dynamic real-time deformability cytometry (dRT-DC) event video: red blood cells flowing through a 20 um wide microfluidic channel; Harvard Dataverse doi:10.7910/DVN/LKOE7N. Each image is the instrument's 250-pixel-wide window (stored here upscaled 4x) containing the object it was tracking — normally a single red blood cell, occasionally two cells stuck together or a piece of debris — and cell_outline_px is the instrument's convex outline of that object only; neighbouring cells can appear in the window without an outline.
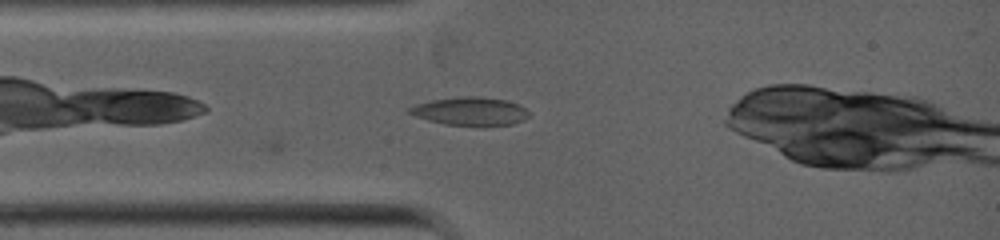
{"species": "common noctule bat (a hibernating species)", "species_latin": "Nyctalus noctula", "temperature_condition": "warm", "stored_images_in_passage": 19, "camera_frame_rate_fps": 5000, "um_per_image_px": 0.085, "animal": {"sex": "female", "body_mass_g": 19.0, "forearm_length_mm": 53.3}, "frame": {"image": 1, "passage_image": 1, "time_ms": 0.0, "image_size_px": [1000, 240], "cell_outline_px": [[532, 116], [524, 120], [512, 124], [480, 128], [444, 124], [428, 120], [416, 116], [408, 112], [408, 108], [416, 104], [432, 100], [460, 96], [476, 96], [508, 100], [524, 108]], "centroid_in_image_um": [40.01, 9.49], "position_along_channel_um": 45.0, "area_um2": 20.23}}
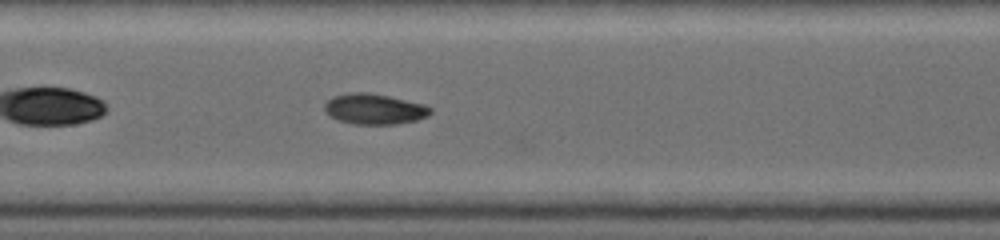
{"frame": {"image": 2, "passage_image": 8, "time_ms": 2.6, "image_size_px": [1000, 240], "cell_outline_px": [[432, 112], [428, 116], [416, 120], [396, 124], [352, 124], [328, 116], [324, 112], [324, 104], [332, 96], [352, 92], [368, 92], [388, 96], [424, 104], [432, 108]], "centroid_in_image_um": [31.8, 9.26], "position_along_channel_um": 175.6, "area_um2": 18.96}}
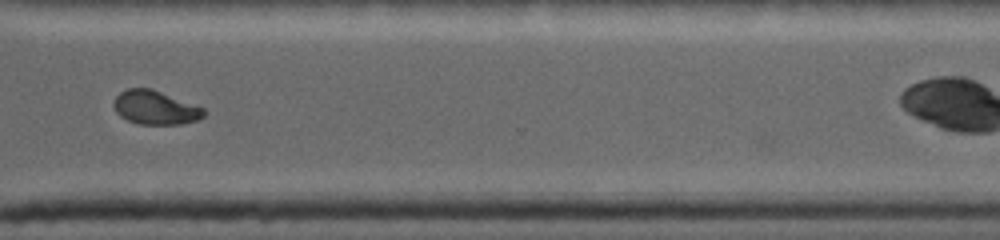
{"frame": {"image": 3, "passage_image": 17, "time_ms": 6.2, "image_size_px": [1000, 240], "cell_outline_px": [[204, 116], [196, 120], [184, 124], [136, 124], [120, 116], [116, 112], [112, 104], [116, 96], [120, 92], [128, 88], [152, 88], [204, 108]], "centroid_in_image_um": [13.17, 9.14], "position_along_channel_um": 357.4, "area_um2": 17.8}}